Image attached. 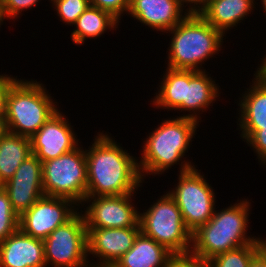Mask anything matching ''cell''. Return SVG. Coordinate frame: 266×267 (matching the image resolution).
<instances>
[{
  "label": "cell",
  "instance_id": "1",
  "mask_svg": "<svg viewBox=\"0 0 266 267\" xmlns=\"http://www.w3.org/2000/svg\"><path fill=\"white\" fill-rule=\"evenodd\" d=\"M85 149L87 171L86 197L119 196L137 193L144 183L138 158L104 131L97 132Z\"/></svg>",
  "mask_w": 266,
  "mask_h": 267
},
{
  "label": "cell",
  "instance_id": "2",
  "mask_svg": "<svg viewBox=\"0 0 266 267\" xmlns=\"http://www.w3.org/2000/svg\"><path fill=\"white\" fill-rule=\"evenodd\" d=\"M199 125L197 120L181 117L179 113L176 118L174 116L164 119L158 127L155 126L142 143L141 159L138 157V167L143 181L146 176H160L165 171L167 173L174 164L181 166L178 167L179 173L197 167L189 159L186 160L185 156L193 144L191 142L197 134Z\"/></svg>",
  "mask_w": 266,
  "mask_h": 267
},
{
  "label": "cell",
  "instance_id": "3",
  "mask_svg": "<svg viewBox=\"0 0 266 267\" xmlns=\"http://www.w3.org/2000/svg\"><path fill=\"white\" fill-rule=\"evenodd\" d=\"M241 199L227 208L215 209L212 218L192 233V254L208 262L218 254L244 245L266 243L265 238L247 233L252 206L250 200Z\"/></svg>",
  "mask_w": 266,
  "mask_h": 267
},
{
  "label": "cell",
  "instance_id": "4",
  "mask_svg": "<svg viewBox=\"0 0 266 267\" xmlns=\"http://www.w3.org/2000/svg\"><path fill=\"white\" fill-rule=\"evenodd\" d=\"M166 33L171 35L166 60L171 69L205 71L202 65L220 53L226 39L199 13L188 14Z\"/></svg>",
  "mask_w": 266,
  "mask_h": 267
},
{
  "label": "cell",
  "instance_id": "5",
  "mask_svg": "<svg viewBox=\"0 0 266 267\" xmlns=\"http://www.w3.org/2000/svg\"><path fill=\"white\" fill-rule=\"evenodd\" d=\"M56 103L40 81L18 78L6 99V131L31 138L58 110Z\"/></svg>",
  "mask_w": 266,
  "mask_h": 267
},
{
  "label": "cell",
  "instance_id": "6",
  "mask_svg": "<svg viewBox=\"0 0 266 267\" xmlns=\"http://www.w3.org/2000/svg\"><path fill=\"white\" fill-rule=\"evenodd\" d=\"M157 199L139 212L140 232L172 254L189 253L192 233L186 228L178 205L168 192Z\"/></svg>",
  "mask_w": 266,
  "mask_h": 267
},
{
  "label": "cell",
  "instance_id": "7",
  "mask_svg": "<svg viewBox=\"0 0 266 267\" xmlns=\"http://www.w3.org/2000/svg\"><path fill=\"white\" fill-rule=\"evenodd\" d=\"M43 192L47 196L62 197L82 205L87 193L85 148L76 149L42 162Z\"/></svg>",
  "mask_w": 266,
  "mask_h": 267
},
{
  "label": "cell",
  "instance_id": "8",
  "mask_svg": "<svg viewBox=\"0 0 266 267\" xmlns=\"http://www.w3.org/2000/svg\"><path fill=\"white\" fill-rule=\"evenodd\" d=\"M201 170L192 168L178 174L175 187L166 190L178 205L186 228L194 233L214 215L216 194Z\"/></svg>",
  "mask_w": 266,
  "mask_h": 267
},
{
  "label": "cell",
  "instance_id": "9",
  "mask_svg": "<svg viewBox=\"0 0 266 267\" xmlns=\"http://www.w3.org/2000/svg\"><path fill=\"white\" fill-rule=\"evenodd\" d=\"M47 267H90L87 228L82 212L58 226L44 240Z\"/></svg>",
  "mask_w": 266,
  "mask_h": 267
},
{
  "label": "cell",
  "instance_id": "10",
  "mask_svg": "<svg viewBox=\"0 0 266 267\" xmlns=\"http://www.w3.org/2000/svg\"><path fill=\"white\" fill-rule=\"evenodd\" d=\"M134 195L136 194L86 197L81 205L86 209L84 208L83 211L80 206L86 228L140 227V211L134 205ZM86 203L88 206L85 205Z\"/></svg>",
  "mask_w": 266,
  "mask_h": 267
},
{
  "label": "cell",
  "instance_id": "11",
  "mask_svg": "<svg viewBox=\"0 0 266 267\" xmlns=\"http://www.w3.org/2000/svg\"><path fill=\"white\" fill-rule=\"evenodd\" d=\"M79 210V205L71 199L44 195L19 216V228L29 236L44 240Z\"/></svg>",
  "mask_w": 266,
  "mask_h": 267
},
{
  "label": "cell",
  "instance_id": "12",
  "mask_svg": "<svg viewBox=\"0 0 266 267\" xmlns=\"http://www.w3.org/2000/svg\"><path fill=\"white\" fill-rule=\"evenodd\" d=\"M73 127L58 109L30 138L31 153L45 162L76 149L81 143Z\"/></svg>",
  "mask_w": 266,
  "mask_h": 267
},
{
  "label": "cell",
  "instance_id": "13",
  "mask_svg": "<svg viewBox=\"0 0 266 267\" xmlns=\"http://www.w3.org/2000/svg\"><path fill=\"white\" fill-rule=\"evenodd\" d=\"M140 227L87 228V255L90 267H112L133 246ZM98 258L89 260V256ZM92 262V263H91Z\"/></svg>",
  "mask_w": 266,
  "mask_h": 267
},
{
  "label": "cell",
  "instance_id": "14",
  "mask_svg": "<svg viewBox=\"0 0 266 267\" xmlns=\"http://www.w3.org/2000/svg\"><path fill=\"white\" fill-rule=\"evenodd\" d=\"M2 187L8 194L14 212L21 216L45 195L43 192L42 162L34 154H31Z\"/></svg>",
  "mask_w": 266,
  "mask_h": 267
},
{
  "label": "cell",
  "instance_id": "15",
  "mask_svg": "<svg viewBox=\"0 0 266 267\" xmlns=\"http://www.w3.org/2000/svg\"><path fill=\"white\" fill-rule=\"evenodd\" d=\"M252 83L240 93L237 125L240 139L246 142L261 126H266V76L257 69ZM252 84V85H251Z\"/></svg>",
  "mask_w": 266,
  "mask_h": 267
},
{
  "label": "cell",
  "instance_id": "16",
  "mask_svg": "<svg viewBox=\"0 0 266 267\" xmlns=\"http://www.w3.org/2000/svg\"><path fill=\"white\" fill-rule=\"evenodd\" d=\"M127 14L155 32L166 33L189 13L177 0H130Z\"/></svg>",
  "mask_w": 266,
  "mask_h": 267
},
{
  "label": "cell",
  "instance_id": "17",
  "mask_svg": "<svg viewBox=\"0 0 266 267\" xmlns=\"http://www.w3.org/2000/svg\"><path fill=\"white\" fill-rule=\"evenodd\" d=\"M0 267H46L43 240L18 228L0 242Z\"/></svg>",
  "mask_w": 266,
  "mask_h": 267
},
{
  "label": "cell",
  "instance_id": "18",
  "mask_svg": "<svg viewBox=\"0 0 266 267\" xmlns=\"http://www.w3.org/2000/svg\"><path fill=\"white\" fill-rule=\"evenodd\" d=\"M215 81L206 70H185L183 112L189 113L186 115L183 113L181 117L191 118L201 123L200 114L210 110V106H213L221 96L220 86Z\"/></svg>",
  "mask_w": 266,
  "mask_h": 267
},
{
  "label": "cell",
  "instance_id": "19",
  "mask_svg": "<svg viewBox=\"0 0 266 267\" xmlns=\"http://www.w3.org/2000/svg\"><path fill=\"white\" fill-rule=\"evenodd\" d=\"M257 1V0H256ZM255 0H210L199 14L225 36L228 30L240 25L256 8Z\"/></svg>",
  "mask_w": 266,
  "mask_h": 267
},
{
  "label": "cell",
  "instance_id": "20",
  "mask_svg": "<svg viewBox=\"0 0 266 267\" xmlns=\"http://www.w3.org/2000/svg\"><path fill=\"white\" fill-rule=\"evenodd\" d=\"M171 255L163 245L140 232L131 249L112 267H164Z\"/></svg>",
  "mask_w": 266,
  "mask_h": 267
},
{
  "label": "cell",
  "instance_id": "21",
  "mask_svg": "<svg viewBox=\"0 0 266 267\" xmlns=\"http://www.w3.org/2000/svg\"><path fill=\"white\" fill-rule=\"evenodd\" d=\"M119 23L121 21L108 11L90 5L73 24L75 29L70 36L74 44L81 46L88 38L95 40L108 30H116Z\"/></svg>",
  "mask_w": 266,
  "mask_h": 267
},
{
  "label": "cell",
  "instance_id": "22",
  "mask_svg": "<svg viewBox=\"0 0 266 267\" xmlns=\"http://www.w3.org/2000/svg\"><path fill=\"white\" fill-rule=\"evenodd\" d=\"M31 153V140L6 131L0 138V183L3 185L15 174Z\"/></svg>",
  "mask_w": 266,
  "mask_h": 267
},
{
  "label": "cell",
  "instance_id": "23",
  "mask_svg": "<svg viewBox=\"0 0 266 267\" xmlns=\"http://www.w3.org/2000/svg\"><path fill=\"white\" fill-rule=\"evenodd\" d=\"M151 103L154 108L183 112L185 70L166 68Z\"/></svg>",
  "mask_w": 266,
  "mask_h": 267
},
{
  "label": "cell",
  "instance_id": "24",
  "mask_svg": "<svg viewBox=\"0 0 266 267\" xmlns=\"http://www.w3.org/2000/svg\"><path fill=\"white\" fill-rule=\"evenodd\" d=\"M266 246V243H251L221 253L208 261L210 267H249L253 258Z\"/></svg>",
  "mask_w": 266,
  "mask_h": 267
},
{
  "label": "cell",
  "instance_id": "25",
  "mask_svg": "<svg viewBox=\"0 0 266 267\" xmlns=\"http://www.w3.org/2000/svg\"><path fill=\"white\" fill-rule=\"evenodd\" d=\"M52 8L57 12L58 20L73 26L76 20L90 6L89 0H51Z\"/></svg>",
  "mask_w": 266,
  "mask_h": 267
},
{
  "label": "cell",
  "instance_id": "26",
  "mask_svg": "<svg viewBox=\"0 0 266 267\" xmlns=\"http://www.w3.org/2000/svg\"><path fill=\"white\" fill-rule=\"evenodd\" d=\"M19 228V216L14 212L8 194L0 189V242Z\"/></svg>",
  "mask_w": 266,
  "mask_h": 267
},
{
  "label": "cell",
  "instance_id": "27",
  "mask_svg": "<svg viewBox=\"0 0 266 267\" xmlns=\"http://www.w3.org/2000/svg\"><path fill=\"white\" fill-rule=\"evenodd\" d=\"M41 0H1L3 14L6 20H13L20 17L22 11L31 10L33 6H38ZM51 2V0H48Z\"/></svg>",
  "mask_w": 266,
  "mask_h": 267
},
{
  "label": "cell",
  "instance_id": "28",
  "mask_svg": "<svg viewBox=\"0 0 266 267\" xmlns=\"http://www.w3.org/2000/svg\"><path fill=\"white\" fill-rule=\"evenodd\" d=\"M89 3L91 6L108 11L119 21L124 14L127 15L130 7V0H89Z\"/></svg>",
  "mask_w": 266,
  "mask_h": 267
},
{
  "label": "cell",
  "instance_id": "29",
  "mask_svg": "<svg viewBox=\"0 0 266 267\" xmlns=\"http://www.w3.org/2000/svg\"><path fill=\"white\" fill-rule=\"evenodd\" d=\"M164 267H210L207 261L192 254H172L166 261Z\"/></svg>",
  "mask_w": 266,
  "mask_h": 267
},
{
  "label": "cell",
  "instance_id": "30",
  "mask_svg": "<svg viewBox=\"0 0 266 267\" xmlns=\"http://www.w3.org/2000/svg\"><path fill=\"white\" fill-rule=\"evenodd\" d=\"M245 144L252 148L259 162H261L259 165L266 168V126H261V129L257 130Z\"/></svg>",
  "mask_w": 266,
  "mask_h": 267
},
{
  "label": "cell",
  "instance_id": "31",
  "mask_svg": "<svg viewBox=\"0 0 266 267\" xmlns=\"http://www.w3.org/2000/svg\"><path fill=\"white\" fill-rule=\"evenodd\" d=\"M17 76L1 74L0 75V117L5 116L6 99L11 85L17 80Z\"/></svg>",
  "mask_w": 266,
  "mask_h": 267
},
{
  "label": "cell",
  "instance_id": "32",
  "mask_svg": "<svg viewBox=\"0 0 266 267\" xmlns=\"http://www.w3.org/2000/svg\"><path fill=\"white\" fill-rule=\"evenodd\" d=\"M177 1L182 7H184V9L187 6L186 11L189 14L199 13L205 6V0H177Z\"/></svg>",
  "mask_w": 266,
  "mask_h": 267
},
{
  "label": "cell",
  "instance_id": "33",
  "mask_svg": "<svg viewBox=\"0 0 266 267\" xmlns=\"http://www.w3.org/2000/svg\"><path fill=\"white\" fill-rule=\"evenodd\" d=\"M249 267H266V246L253 258Z\"/></svg>",
  "mask_w": 266,
  "mask_h": 267
},
{
  "label": "cell",
  "instance_id": "34",
  "mask_svg": "<svg viewBox=\"0 0 266 267\" xmlns=\"http://www.w3.org/2000/svg\"><path fill=\"white\" fill-rule=\"evenodd\" d=\"M6 132L4 117H0V138Z\"/></svg>",
  "mask_w": 266,
  "mask_h": 267
},
{
  "label": "cell",
  "instance_id": "35",
  "mask_svg": "<svg viewBox=\"0 0 266 267\" xmlns=\"http://www.w3.org/2000/svg\"><path fill=\"white\" fill-rule=\"evenodd\" d=\"M4 19H6V18L4 17L2 4H1V0H0V27H1V25H3Z\"/></svg>",
  "mask_w": 266,
  "mask_h": 267
},
{
  "label": "cell",
  "instance_id": "36",
  "mask_svg": "<svg viewBox=\"0 0 266 267\" xmlns=\"http://www.w3.org/2000/svg\"><path fill=\"white\" fill-rule=\"evenodd\" d=\"M260 3H261V6L263 7L262 9H263V11L265 12L264 14H265V16H266V0H261ZM265 18H266V17H265Z\"/></svg>",
  "mask_w": 266,
  "mask_h": 267
}]
</instances>
